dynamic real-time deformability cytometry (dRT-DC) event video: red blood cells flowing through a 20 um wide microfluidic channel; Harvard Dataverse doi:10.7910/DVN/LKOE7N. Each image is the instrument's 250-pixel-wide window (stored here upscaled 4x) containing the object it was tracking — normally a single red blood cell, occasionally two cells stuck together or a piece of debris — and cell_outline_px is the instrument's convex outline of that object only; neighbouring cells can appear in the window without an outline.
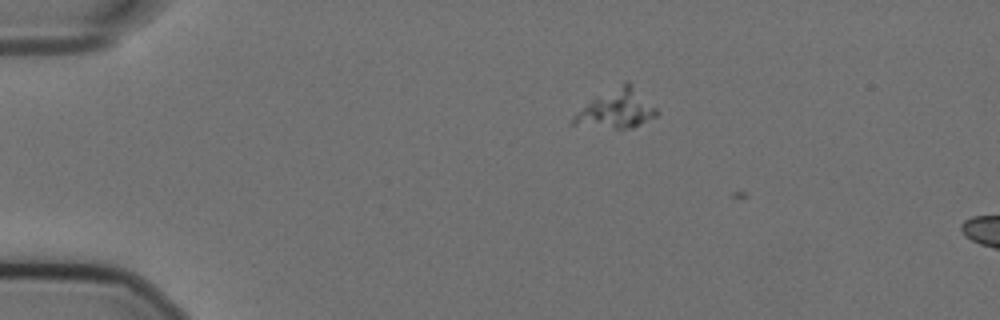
{"species": "Egyptian fruit bat (a non-hibernating species)", "species_latin": "Rousettus aegyptiacus", "temperature_condition": "cold", "stored_images_in_passage": 2, "camera_frame_rate_fps": 3000, "um_per_image_px": 0.085, "animal": {"sex": "female"}, "frame": {"image": 1, "passage_image": 1, "time_ms": 0.0, "image_size_px": [1000, 320], "cell_outline_px": [[660, 112], [656, 116], [632, 128], [616, 128], [568, 124], [572, 116], [596, 96], [624, 80], [628, 80]], "centroid_in_image_um": [52.39, 9.24], "position_along_channel_um": 32.6, "area_um2": 18.79}}